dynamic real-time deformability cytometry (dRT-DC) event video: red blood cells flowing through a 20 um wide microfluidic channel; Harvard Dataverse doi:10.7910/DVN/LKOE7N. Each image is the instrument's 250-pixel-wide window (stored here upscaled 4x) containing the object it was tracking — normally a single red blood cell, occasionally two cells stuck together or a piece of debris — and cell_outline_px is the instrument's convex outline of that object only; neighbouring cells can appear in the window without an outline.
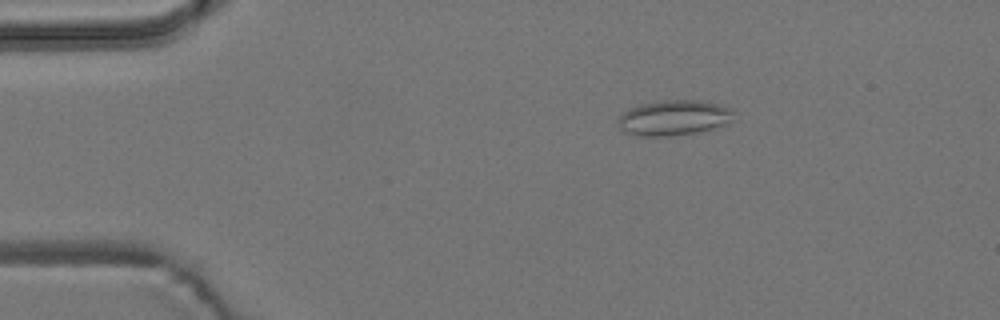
{"species": "common noctule bat (a hibernating species)", "species_latin": "Nyctalus noctula", "temperature_condition": "room temperature", "stored_images_in_passage": 5, "camera_frame_rate_fps": 3000, "um_per_image_px": 0.085, "animal": {"sex": "male", "body_mass_g": 19.2, "forearm_length_mm": 51.8}, "frame": {"image": 1, "passage_image": 3, "time_ms": 2.333, "image_size_px": [1000, 320], "cell_outline_px": [[736, 112], [728, 124], [696, 132], [672, 136], [636, 136], [620, 128], [616, 120], [620, 112], [628, 108], [640, 104], [660, 100], [696, 100], [716, 104], [732, 108]], "centroid_in_image_um": [57.24, 10.0], "position_along_channel_um": 27.8, "area_um2": 24.04}}